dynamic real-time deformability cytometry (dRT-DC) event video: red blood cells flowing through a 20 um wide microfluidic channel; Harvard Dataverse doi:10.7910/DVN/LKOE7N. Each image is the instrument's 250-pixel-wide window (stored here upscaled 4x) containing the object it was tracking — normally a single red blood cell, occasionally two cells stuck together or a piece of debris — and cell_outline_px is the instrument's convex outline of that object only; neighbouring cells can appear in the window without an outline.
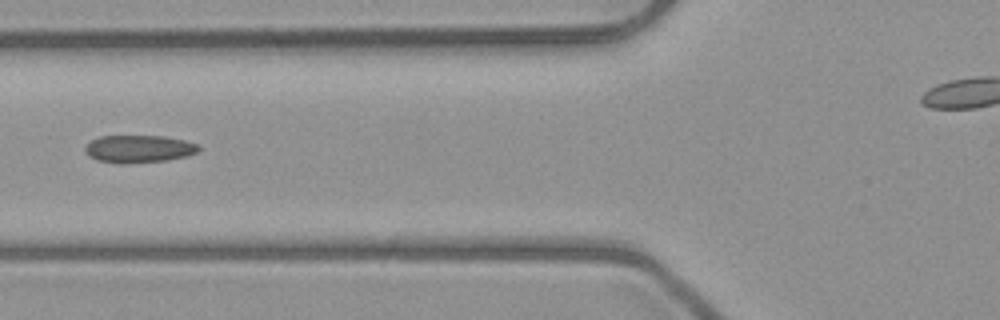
{"species": "common noctule bat (a hibernating species)", "species_latin": "Nyctalus noctula", "temperature_condition": "room temperature", "stored_images_in_passage": 7, "camera_frame_rate_fps": 3000, "um_per_image_px": 0.085, "animal": {"sex": "male", "body_mass_g": 23.1, "forearm_length_mm": 52.7}, "frame": {"image": 1, "passage_image": 6, "time_ms": 6.0, "image_size_px": [1000, 320], "cell_outline_px": [[200, 148], [196, 152], [188, 156], [168, 160], [124, 164], [120, 164], [96, 160], [88, 156], [84, 148], [92, 140], [100, 136], [164, 136], [184, 140], [196, 144]], "centroid_in_image_um": [11.78, 12.66], "position_along_channel_um": 114.0, "area_um2": 18.26}}
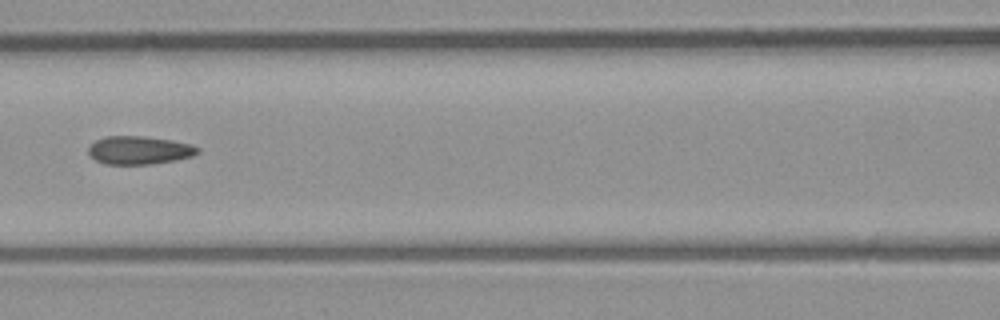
{"frame": {"image": 2, "passage_image": 7, "time_ms": 7.0, "image_size_px": [1000, 320], "cell_outline_px": [[200, 152], [192, 156], [176, 160], [152, 164], [104, 164], [96, 160], [88, 152], [88, 148], [96, 140], [108, 136], [144, 136], [172, 140], [188, 144], [200, 148]], "centroid_in_image_um": [11.85, 12.77], "position_along_channel_um": 154.8, "area_um2": 17.86}}